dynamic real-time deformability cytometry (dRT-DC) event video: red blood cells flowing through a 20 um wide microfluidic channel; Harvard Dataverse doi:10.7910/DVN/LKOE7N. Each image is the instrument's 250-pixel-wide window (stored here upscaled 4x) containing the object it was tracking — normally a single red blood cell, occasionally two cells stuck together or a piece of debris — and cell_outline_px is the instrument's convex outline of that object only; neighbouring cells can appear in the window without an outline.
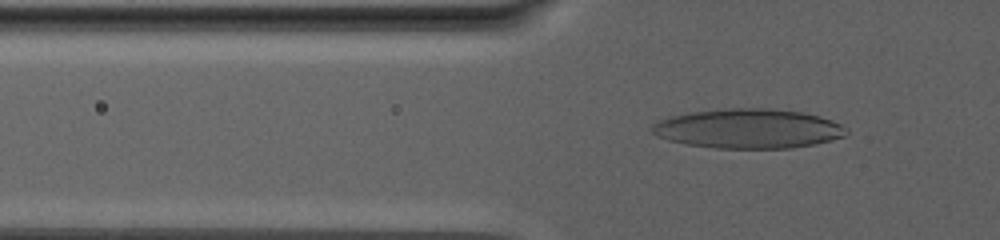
{"species": "human", "species_latin": "Homo sapiens", "temperature_condition": "warm", "stored_images_in_passage": 59, "camera_frame_rate_fps": 3000, "um_per_image_px": 0.085, "donor": {"sex": "male"}, "frame": {"image": 1, "passage_image": 3, "time_ms": 0.667, "image_size_px": [1000, 240], "cell_outline_px": [[848, 132], [844, 136], [812, 144], [792, 148], [716, 148], [684, 144], [668, 140], [656, 136], [652, 132], [652, 124], [656, 120], [672, 116], [692, 112], [728, 108], [768, 108], [804, 112], [820, 116], [832, 120], [848, 128]], "centroid_in_image_um": [63.58, 10.93], "position_along_channel_um": 62.2, "area_um2": 44.8}}
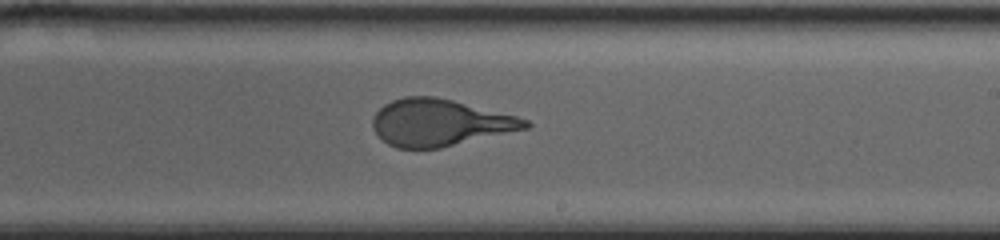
{"frame": {"image": 2, "passage_image": 28, "time_ms": 9.0, "image_size_px": [1000, 240], "cell_outline_px": [[532, 124], [528, 128], [440, 148], [396, 148], [388, 144], [372, 128], [372, 116], [384, 104], [392, 100], [404, 96], [436, 96], [516, 116], [528, 120]], "centroid_in_image_um": [37.35, 10.42], "position_along_channel_um": 251.7, "area_um2": 41.44}}
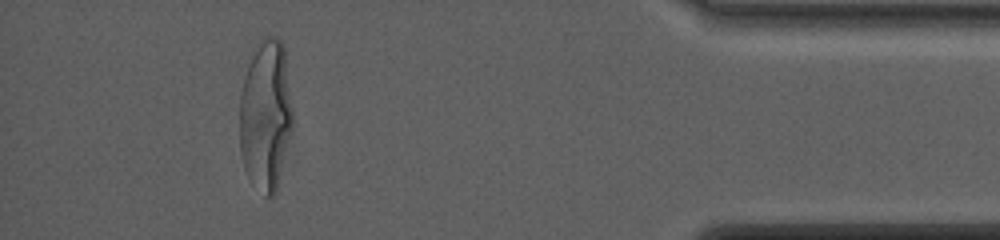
{"frame": {"image": 3, "passage_image": 53, "time_ms": 17.333, "image_size_px": [1000, 240], "cell_outline_px": [[296, 124], [276, 192], [272, 196], [264, 196], [244, 168], [240, 152], [240, 96], [244, 76], [252, 48], [260, 36], [276, 36], [284, 44], [296, 116]], "centroid_in_image_um": [22.65, 9.7], "position_along_channel_um": 412.5, "area_um2": 48.78}, "authors_computed_cell_mechanics": {"area_um2": 43.061, "velocity_mm_per_s": 2.4289, "shape_relaxation_time_tau1_ms": 8.4868, "shape_relaxation_time_tau2_ms": null, "deformation_change_tau1": 0.2726, "deformation_change_tau2": null}}